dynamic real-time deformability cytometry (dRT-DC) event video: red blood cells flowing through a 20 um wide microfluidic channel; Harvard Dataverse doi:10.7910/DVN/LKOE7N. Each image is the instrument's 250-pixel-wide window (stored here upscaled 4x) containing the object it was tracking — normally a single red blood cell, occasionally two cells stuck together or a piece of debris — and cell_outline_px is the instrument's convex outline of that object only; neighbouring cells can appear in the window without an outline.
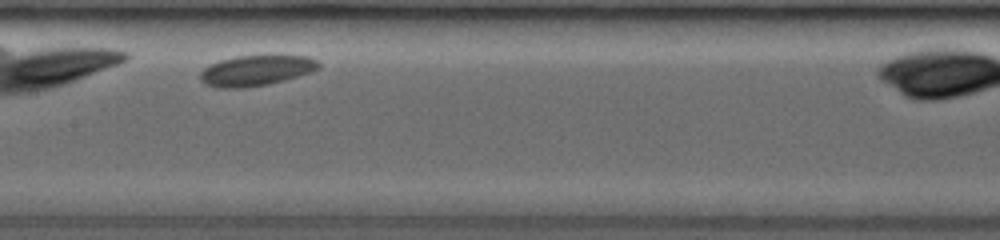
{"species": "common noctule bat (a hibernating species)", "species_latin": "Nyctalus noctula", "temperature_condition": "room temperature", "stored_images_in_passage": 25, "camera_frame_rate_fps": 3000, "um_per_image_px": 0.085, "animal": {"sex": "female", "body_mass_g": 19.0, "forearm_length_mm": 53.3}, "frame": {"image": 1, "passage_image": 11, "time_ms": 3.667, "image_size_px": [1000, 240], "cell_outline_px": [[320, 68], [284, 80], [268, 84], [244, 88], [216, 88], [204, 84], [200, 80], [200, 72], [208, 64], [220, 60], [236, 56], [308, 56], [316, 60], [320, 64]], "centroid_in_image_um": [21.7, 6.0], "position_along_channel_um": 185.7, "area_um2": 20.98}}
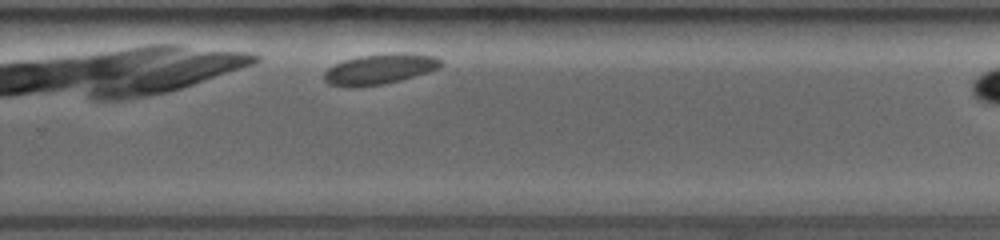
{"frame": {"image": 2, "passage_image": 18, "time_ms": 6.667, "image_size_px": [1000, 240], "cell_outline_px": [[444, 64], [440, 68], [428, 72], [400, 80], [384, 84], [352, 88], [328, 84], [324, 80], [324, 72], [328, 68], [344, 60], [360, 56], [392, 52], [404, 52], [436, 56], [444, 60]], "centroid_in_image_um": [32.32, 5.86], "position_along_channel_um": 297.5, "area_um2": 21.04}}
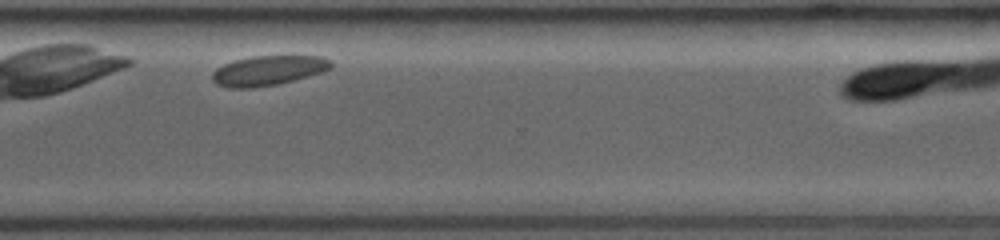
{"frame": {"image": 3, "passage_image": 22, "time_ms": 8.0, "image_size_px": [1000, 240], "cell_outline_px": [[332, 68], [320, 72], [292, 80], [276, 84], [252, 88], [228, 88], [216, 84], [212, 80], [212, 72], [216, 68], [224, 64], [236, 60], [252, 56], [324, 56], [332, 60]], "centroid_in_image_um": [22.78, 5.99], "position_along_channel_um": 347.8, "area_um2": 20.52}}